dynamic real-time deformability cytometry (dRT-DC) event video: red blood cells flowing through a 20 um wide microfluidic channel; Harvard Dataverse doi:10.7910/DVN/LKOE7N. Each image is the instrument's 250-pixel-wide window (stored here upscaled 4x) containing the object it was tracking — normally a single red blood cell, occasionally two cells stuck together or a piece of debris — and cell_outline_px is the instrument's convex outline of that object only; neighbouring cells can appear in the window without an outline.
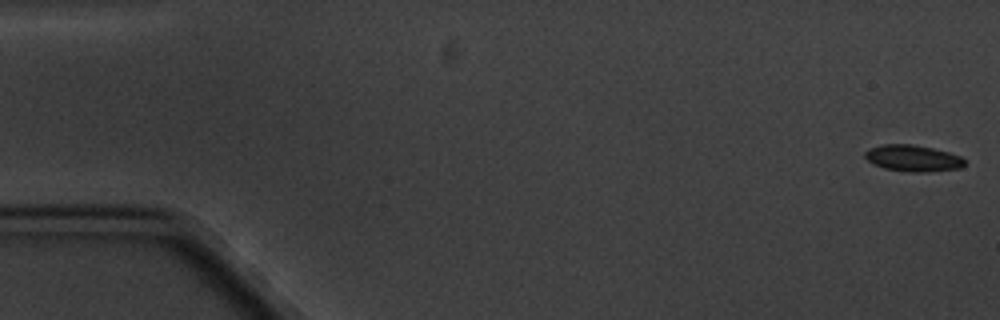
{"species": "common noctule bat (a hibernating species)", "species_latin": "Nyctalus noctula", "temperature_condition": "cold", "stored_images_in_passage": 6, "camera_frame_rate_fps": 3000, "um_per_image_px": 0.085, "animal": {"sex": "male", "body_mass_g": 20.1, "forearm_length_mm": 53.5}, "frame": {"image": 1, "passage_image": 1, "time_ms": 0.0, "image_size_px": [1000, 320], "cell_outline_px": [[964, 164], [960, 168], [924, 172], [912, 172], [884, 168], [868, 160], [864, 156], [864, 152], [868, 148], [880, 144], [912, 144], [932, 148], [948, 152], [960, 156], [964, 160]], "centroid_in_image_um": [77.56, 13.43], "position_along_channel_um": 7.4, "area_um2": 15.2}}
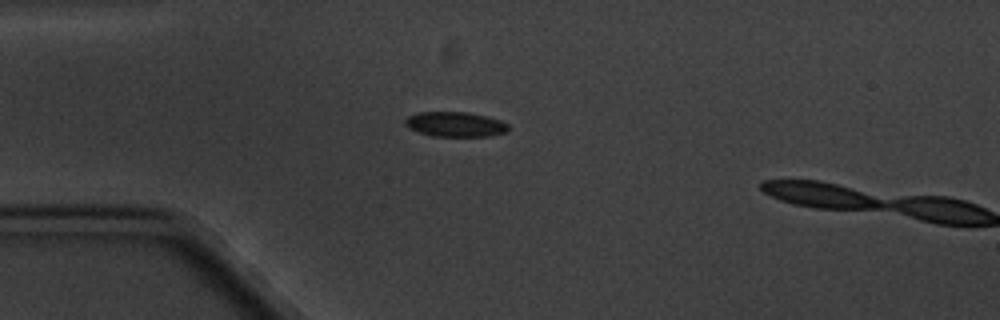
{"frame": {"image": 2, "passage_image": 5, "time_ms": 4.667, "image_size_px": [1000, 320], "cell_outline_px": [[508, 132], [488, 136], [432, 136], [408, 128], [404, 124], [404, 120], [408, 116], [420, 112], [468, 112], [488, 116], [500, 120], [508, 124]], "centroid_in_image_um": [38.7, 10.56], "position_along_channel_um": 46.3, "area_um2": 15.03}}